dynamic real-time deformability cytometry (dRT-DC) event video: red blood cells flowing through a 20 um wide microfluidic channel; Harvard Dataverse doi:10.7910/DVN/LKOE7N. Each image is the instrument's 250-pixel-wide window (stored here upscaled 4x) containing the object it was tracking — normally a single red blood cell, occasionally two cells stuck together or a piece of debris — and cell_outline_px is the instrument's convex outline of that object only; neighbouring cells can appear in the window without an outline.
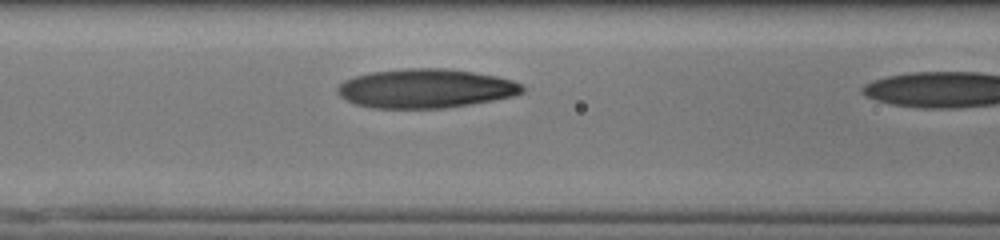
{"species": "human", "species_latin": "Homo sapiens", "temperature_condition": "cold", "stored_images_in_passage": 11, "camera_frame_rate_fps": 3000, "um_per_image_px": 0.085, "donor": {"sex": "male"}, "frame": {"image": 1, "passage_image": 10, "time_ms": 3.0, "image_size_px": [1000, 240], "cell_outline_px": [[524, 92], [512, 96], [492, 100], [444, 108], [372, 108], [356, 104], [340, 96], [336, 92], [336, 88], [344, 80], [356, 76], [372, 72], [408, 68], [444, 68], [472, 72], [496, 76], [512, 80], [520, 84], [524, 88]], "centroid_in_image_um": [36.15, 7.52], "position_along_channel_um": 130.5, "area_um2": 41.79}}